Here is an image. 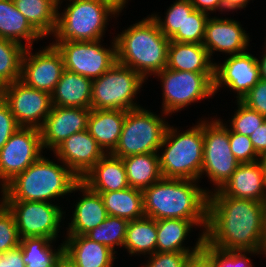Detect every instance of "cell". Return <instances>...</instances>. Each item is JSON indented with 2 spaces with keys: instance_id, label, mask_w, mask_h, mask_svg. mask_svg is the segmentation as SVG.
<instances>
[{
  "instance_id": "cell-34",
  "label": "cell",
  "mask_w": 266,
  "mask_h": 267,
  "mask_svg": "<svg viewBox=\"0 0 266 267\" xmlns=\"http://www.w3.org/2000/svg\"><path fill=\"white\" fill-rule=\"evenodd\" d=\"M128 220L108 215L99 225L93 228L86 236L100 244L109 247L117 254L116 247L124 246Z\"/></svg>"
},
{
  "instance_id": "cell-12",
  "label": "cell",
  "mask_w": 266,
  "mask_h": 267,
  "mask_svg": "<svg viewBox=\"0 0 266 267\" xmlns=\"http://www.w3.org/2000/svg\"><path fill=\"white\" fill-rule=\"evenodd\" d=\"M111 41L108 48L101 40L62 41L56 47L63 56L64 69L94 80L117 61L115 38Z\"/></svg>"
},
{
  "instance_id": "cell-56",
  "label": "cell",
  "mask_w": 266,
  "mask_h": 267,
  "mask_svg": "<svg viewBox=\"0 0 266 267\" xmlns=\"http://www.w3.org/2000/svg\"><path fill=\"white\" fill-rule=\"evenodd\" d=\"M58 3V10H60L61 4L66 0H55Z\"/></svg>"
},
{
  "instance_id": "cell-5",
  "label": "cell",
  "mask_w": 266,
  "mask_h": 267,
  "mask_svg": "<svg viewBox=\"0 0 266 267\" xmlns=\"http://www.w3.org/2000/svg\"><path fill=\"white\" fill-rule=\"evenodd\" d=\"M199 120L183 132L169 124L158 152L163 178L201 181L204 141L203 120Z\"/></svg>"
},
{
  "instance_id": "cell-4",
  "label": "cell",
  "mask_w": 266,
  "mask_h": 267,
  "mask_svg": "<svg viewBox=\"0 0 266 267\" xmlns=\"http://www.w3.org/2000/svg\"><path fill=\"white\" fill-rule=\"evenodd\" d=\"M41 156L18 174L0 192V201H41L55 203L61 196L73 193L80 179L58 158ZM61 165H60V164ZM57 198V199H56Z\"/></svg>"
},
{
  "instance_id": "cell-42",
  "label": "cell",
  "mask_w": 266,
  "mask_h": 267,
  "mask_svg": "<svg viewBox=\"0 0 266 267\" xmlns=\"http://www.w3.org/2000/svg\"><path fill=\"white\" fill-rule=\"evenodd\" d=\"M199 252H155L147 256L142 267H184L187 260Z\"/></svg>"
},
{
  "instance_id": "cell-30",
  "label": "cell",
  "mask_w": 266,
  "mask_h": 267,
  "mask_svg": "<svg viewBox=\"0 0 266 267\" xmlns=\"http://www.w3.org/2000/svg\"><path fill=\"white\" fill-rule=\"evenodd\" d=\"M157 221L142 217L128 222L123 248L131 256H150L156 252ZM146 255V256H145Z\"/></svg>"
},
{
  "instance_id": "cell-8",
  "label": "cell",
  "mask_w": 266,
  "mask_h": 267,
  "mask_svg": "<svg viewBox=\"0 0 266 267\" xmlns=\"http://www.w3.org/2000/svg\"><path fill=\"white\" fill-rule=\"evenodd\" d=\"M145 82L138 72L116 61L108 71L92 80L91 109L128 111L140 108L136 98Z\"/></svg>"
},
{
  "instance_id": "cell-7",
  "label": "cell",
  "mask_w": 266,
  "mask_h": 267,
  "mask_svg": "<svg viewBox=\"0 0 266 267\" xmlns=\"http://www.w3.org/2000/svg\"><path fill=\"white\" fill-rule=\"evenodd\" d=\"M161 113L159 116L143 106L126 111L119 142L111 154L125 158L131 155L158 153L169 126L165 119L168 115Z\"/></svg>"
},
{
  "instance_id": "cell-20",
  "label": "cell",
  "mask_w": 266,
  "mask_h": 267,
  "mask_svg": "<svg viewBox=\"0 0 266 267\" xmlns=\"http://www.w3.org/2000/svg\"><path fill=\"white\" fill-rule=\"evenodd\" d=\"M157 221L156 252H200L203 249L204 233L207 221H190L185 219H160ZM193 227L201 228V232L192 247L185 246L187 236ZM203 228V229H202ZM192 229V230H191Z\"/></svg>"
},
{
  "instance_id": "cell-17",
  "label": "cell",
  "mask_w": 266,
  "mask_h": 267,
  "mask_svg": "<svg viewBox=\"0 0 266 267\" xmlns=\"http://www.w3.org/2000/svg\"><path fill=\"white\" fill-rule=\"evenodd\" d=\"M246 32L237 20L210 16L206 22L202 45L207 49L211 60H214L212 57L215 51L227 56L240 54L249 50L250 37Z\"/></svg>"
},
{
  "instance_id": "cell-48",
  "label": "cell",
  "mask_w": 266,
  "mask_h": 267,
  "mask_svg": "<svg viewBox=\"0 0 266 267\" xmlns=\"http://www.w3.org/2000/svg\"><path fill=\"white\" fill-rule=\"evenodd\" d=\"M184 267H214L211 258L201 250L199 253L192 255Z\"/></svg>"
},
{
  "instance_id": "cell-31",
  "label": "cell",
  "mask_w": 266,
  "mask_h": 267,
  "mask_svg": "<svg viewBox=\"0 0 266 267\" xmlns=\"http://www.w3.org/2000/svg\"><path fill=\"white\" fill-rule=\"evenodd\" d=\"M100 193L107 214L127 219L128 221L144 217L143 192L128 187L126 189Z\"/></svg>"
},
{
  "instance_id": "cell-47",
  "label": "cell",
  "mask_w": 266,
  "mask_h": 267,
  "mask_svg": "<svg viewBox=\"0 0 266 267\" xmlns=\"http://www.w3.org/2000/svg\"><path fill=\"white\" fill-rule=\"evenodd\" d=\"M250 139L258 155L266 152V121L251 134Z\"/></svg>"
},
{
  "instance_id": "cell-24",
  "label": "cell",
  "mask_w": 266,
  "mask_h": 267,
  "mask_svg": "<svg viewBox=\"0 0 266 267\" xmlns=\"http://www.w3.org/2000/svg\"><path fill=\"white\" fill-rule=\"evenodd\" d=\"M94 192H110L129 187L122 158L105 154L81 179Z\"/></svg>"
},
{
  "instance_id": "cell-50",
  "label": "cell",
  "mask_w": 266,
  "mask_h": 267,
  "mask_svg": "<svg viewBox=\"0 0 266 267\" xmlns=\"http://www.w3.org/2000/svg\"><path fill=\"white\" fill-rule=\"evenodd\" d=\"M265 46L264 47V53L263 55H261V59H258V64H259V68H260V75H261V79L266 81V40L264 43Z\"/></svg>"
},
{
  "instance_id": "cell-43",
  "label": "cell",
  "mask_w": 266,
  "mask_h": 267,
  "mask_svg": "<svg viewBox=\"0 0 266 267\" xmlns=\"http://www.w3.org/2000/svg\"><path fill=\"white\" fill-rule=\"evenodd\" d=\"M252 110L266 117V81L260 79L240 100Z\"/></svg>"
},
{
  "instance_id": "cell-39",
  "label": "cell",
  "mask_w": 266,
  "mask_h": 267,
  "mask_svg": "<svg viewBox=\"0 0 266 267\" xmlns=\"http://www.w3.org/2000/svg\"><path fill=\"white\" fill-rule=\"evenodd\" d=\"M209 14L194 10L185 20L183 24V32H176L171 41L202 44L205 35V26L209 18Z\"/></svg>"
},
{
  "instance_id": "cell-15",
  "label": "cell",
  "mask_w": 266,
  "mask_h": 267,
  "mask_svg": "<svg viewBox=\"0 0 266 267\" xmlns=\"http://www.w3.org/2000/svg\"><path fill=\"white\" fill-rule=\"evenodd\" d=\"M32 51L33 47L25 49L20 81L29 87L51 94L64 70L63 56L51 43L35 53Z\"/></svg>"
},
{
  "instance_id": "cell-37",
  "label": "cell",
  "mask_w": 266,
  "mask_h": 267,
  "mask_svg": "<svg viewBox=\"0 0 266 267\" xmlns=\"http://www.w3.org/2000/svg\"><path fill=\"white\" fill-rule=\"evenodd\" d=\"M235 101H237L235 102L237 109L231 120H228L230 125L227 124L228 122L225 125L233 132L250 137L257 128L264 124L266 117L256 110L250 109L240 100Z\"/></svg>"
},
{
  "instance_id": "cell-57",
  "label": "cell",
  "mask_w": 266,
  "mask_h": 267,
  "mask_svg": "<svg viewBox=\"0 0 266 267\" xmlns=\"http://www.w3.org/2000/svg\"><path fill=\"white\" fill-rule=\"evenodd\" d=\"M38 267H57V266H38Z\"/></svg>"
},
{
  "instance_id": "cell-51",
  "label": "cell",
  "mask_w": 266,
  "mask_h": 267,
  "mask_svg": "<svg viewBox=\"0 0 266 267\" xmlns=\"http://www.w3.org/2000/svg\"><path fill=\"white\" fill-rule=\"evenodd\" d=\"M108 3H110L114 8H116L120 13H122V10L124 11V8L126 7V4H128L129 0H104Z\"/></svg>"
},
{
  "instance_id": "cell-55",
  "label": "cell",
  "mask_w": 266,
  "mask_h": 267,
  "mask_svg": "<svg viewBox=\"0 0 266 267\" xmlns=\"http://www.w3.org/2000/svg\"><path fill=\"white\" fill-rule=\"evenodd\" d=\"M5 84L0 80V100L4 98Z\"/></svg>"
},
{
  "instance_id": "cell-29",
  "label": "cell",
  "mask_w": 266,
  "mask_h": 267,
  "mask_svg": "<svg viewBox=\"0 0 266 267\" xmlns=\"http://www.w3.org/2000/svg\"><path fill=\"white\" fill-rule=\"evenodd\" d=\"M129 187L143 191L162 178L158 153L122 158Z\"/></svg>"
},
{
  "instance_id": "cell-23",
  "label": "cell",
  "mask_w": 266,
  "mask_h": 267,
  "mask_svg": "<svg viewBox=\"0 0 266 267\" xmlns=\"http://www.w3.org/2000/svg\"><path fill=\"white\" fill-rule=\"evenodd\" d=\"M220 191L237 199L266 202V182L259 162L240 163Z\"/></svg>"
},
{
  "instance_id": "cell-25",
  "label": "cell",
  "mask_w": 266,
  "mask_h": 267,
  "mask_svg": "<svg viewBox=\"0 0 266 267\" xmlns=\"http://www.w3.org/2000/svg\"><path fill=\"white\" fill-rule=\"evenodd\" d=\"M124 110L91 109L87 130L105 154L116 148L125 121Z\"/></svg>"
},
{
  "instance_id": "cell-46",
  "label": "cell",
  "mask_w": 266,
  "mask_h": 267,
  "mask_svg": "<svg viewBox=\"0 0 266 267\" xmlns=\"http://www.w3.org/2000/svg\"><path fill=\"white\" fill-rule=\"evenodd\" d=\"M191 4L194 6L195 10L205 12L210 15V13H216L220 11L223 14V2L222 0H190Z\"/></svg>"
},
{
  "instance_id": "cell-16",
  "label": "cell",
  "mask_w": 266,
  "mask_h": 267,
  "mask_svg": "<svg viewBox=\"0 0 266 267\" xmlns=\"http://www.w3.org/2000/svg\"><path fill=\"white\" fill-rule=\"evenodd\" d=\"M214 63V94L225 85L241 100L261 79L258 58L247 51L230 55L221 64Z\"/></svg>"
},
{
  "instance_id": "cell-36",
  "label": "cell",
  "mask_w": 266,
  "mask_h": 267,
  "mask_svg": "<svg viewBox=\"0 0 266 267\" xmlns=\"http://www.w3.org/2000/svg\"><path fill=\"white\" fill-rule=\"evenodd\" d=\"M194 10L190 0H175L165 12V17L161 18L157 13H152L151 16L160 31L170 39L176 32H183V24Z\"/></svg>"
},
{
  "instance_id": "cell-9",
  "label": "cell",
  "mask_w": 266,
  "mask_h": 267,
  "mask_svg": "<svg viewBox=\"0 0 266 267\" xmlns=\"http://www.w3.org/2000/svg\"><path fill=\"white\" fill-rule=\"evenodd\" d=\"M154 77L161 80L162 111L168 116L214 94V73L176 71L164 68Z\"/></svg>"
},
{
  "instance_id": "cell-38",
  "label": "cell",
  "mask_w": 266,
  "mask_h": 267,
  "mask_svg": "<svg viewBox=\"0 0 266 267\" xmlns=\"http://www.w3.org/2000/svg\"><path fill=\"white\" fill-rule=\"evenodd\" d=\"M202 250L211 258L214 267H253L251 257L248 255H261L259 251L221 250L209 246L205 241Z\"/></svg>"
},
{
  "instance_id": "cell-45",
  "label": "cell",
  "mask_w": 266,
  "mask_h": 267,
  "mask_svg": "<svg viewBox=\"0 0 266 267\" xmlns=\"http://www.w3.org/2000/svg\"><path fill=\"white\" fill-rule=\"evenodd\" d=\"M21 247L0 253V267H25Z\"/></svg>"
},
{
  "instance_id": "cell-13",
  "label": "cell",
  "mask_w": 266,
  "mask_h": 267,
  "mask_svg": "<svg viewBox=\"0 0 266 267\" xmlns=\"http://www.w3.org/2000/svg\"><path fill=\"white\" fill-rule=\"evenodd\" d=\"M40 129L20 127L0 149V189L43 154Z\"/></svg>"
},
{
  "instance_id": "cell-22",
  "label": "cell",
  "mask_w": 266,
  "mask_h": 267,
  "mask_svg": "<svg viewBox=\"0 0 266 267\" xmlns=\"http://www.w3.org/2000/svg\"><path fill=\"white\" fill-rule=\"evenodd\" d=\"M63 253L76 267H113L116 253L86 235H65Z\"/></svg>"
},
{
  "instance_id": "cell-3",
  "label": "cell",
  "mask_w": 266,
  "mask_h": 267,
  "mask_svg": "<svg viewBox=\"0 0 266 267\" xmlns=\"http://www.w3.org/2000/svg\"><path fill=\"white\" fill-rule=\"evenodd\" d=\"M113 37L117 62L138 72L145 80L166 68L171 40L150 14Z\"/></svg>"
},
{
  "instance_id": "cell-28",
  "label": "cell",
  "mask_w": 266,
  "mask_h": 267,
  "mask_svg": "<svg viewBox=\"0 0 266 267\" xmlns=\"http://www.w3.org/2000/svg\"><path fill=\"white\" fill-rule=\"evenodd\" d=\"M0 38L15 41L25 48L33 47L43 36L15 7L13 0H0ZM25 40V43L23 41Z\"/></svg>"
},
{
  "instance_id": "cell-49",
  "label": "cell",
  "mask_w": 266,
  "mask_h": 267,
  "mask_svg": "<svg viewBox=\"0 0 266 267\" xmlns=\"http://www.w3.org/2000/svg\"><path fill=\"white\" fill-rule=\"evenodd\" d=\"M251 0H222L223 12L237 11L245 8ZM253 1V0H252Z\"/></svg>"
},
{
  "instance_id": "cell-14",
  "label": "cell",
  "mask_w": 266,
  "mask_h": 267,
  "mask_svg": "<svg viewBox=\"0 0 266 267\" xmlns=\"http://www.w3.org/2000/svg\"><path fill=\"white\" fill-rule=\"evenodd\" d=\"M3 100L20 127L40 129L52 108L51 94L17 80L5 85Z\"/></svg>"
},
{
  "instance_id": "cell-40",
  "label": "cell",
  "mask_w": 266,
  "mask_h": 267,
  "mask_svg": "<svg viewBox=\"0 0 266 267\" xmlns=\"http://www.w3.org/2000/svg\"><path fill=\"white\" fill-rule=\"evenodd\" d=\"M20 237L14 215L0 201V253L18 247Z\"/></svg>"
},
{
  "instance_id": "cell-53",
  "label": "cell",
  "mask_w": 266,
  "mask_h": 267,
  "mask_svg": "<svg viewBox=\"0 0 266 267\" xmlns=\"http://www.w3.org/2000/svg\"><path fill=\"white\" fill-rule=\"evenodd\" d=\"M258 162L262 168V173L266 182V152L258 156Z\"/></svg>"
},
{
  "instance_id": "cell-33",
  "label": "cell",
  "mask_w": 266,
  "mask_h": 267,
  "mask_svg": "<svg viewBox=\"0 0 266 267\" xmlns=\"http://www.w3.org/2000/svg\"><path fill=\"white\" fill-rule=\"evenodd\" d=\"M53 242L55 243V240L36 236L20 239L19 246L26 267L57 266L58 260L64 255L63 241L57 249L54 248Z\"/></svg>"
},
{
  "instance_id": "cell-26",
  "label": "cell",
  "mask_w": 266,
  "mask_h": 267,
  "mask_svg": "<svg viewBox=\"0 0 266 267\" xmlns=\"http://www.w3.org/2000/svg\"><path fill=\"white\" fill-rule=\"evenodd\" d=\"M92 80L80 74L63 70L51 93L52 106L91 109Z\"/></svg>"
},
{
  "instance_id": "cell-19",
  "label": "cell",
  "mask_w": 266,
  "mask_h": 267,
  "mask_svg": "<svg viewBox=\"0 0 266 267\" xmlns=\"http://www.w3.org/2000/svg\"><path fill=\"white\" fill-rule=\"evenodd\" d=\"M53 153L80 180L105 155L87 129L69 136Z\"/></svg>"
},
{
  "instance_id": "cell-10",
  "label": "cell",
  "mask_w": 266,
  "mask_h": 267,
  "mask_svg": "<svg viewBox=\"0 0 266 267\" xmlns=\"http://www.w3.org/2000/svg\"><path fill=\"white\" fill-rule=\"evenodd\" d=\"M210 118H203L204 145L200 178L205 175L210 179L215 186L212 188L213 192L225 185L240 163L231 151L229 128L222 119Z\"/></svg>"
},
{
  "instance_id": "cell-41",
  "label": "cell",
  "mask_w": 266,
  "mask_h": 267,
  "mask_svg": "<svg viewBox=\"0 0 266 267\" xmlns=\"http://www.w3.org/2000/svg\"><path fill=\"white\" fill-rule=\"evenodd\" d=\"M229 142L233 155L239 163L258 161V154L249 136L233 132L229 129Z\"/></svg>"
},
{
  "instance_id": "cell-1",
  "label": "cell",
  "mask_w": 266,
  "mask_h": 267,
  "mask_svg": "<svg viewBox=\"0 0 266 267\" xmlns=\"http://www.w3.org/2000/svg\"><path fill=\"white\" fill-rule=\"evenodd\" d=\"M264 203L211 192L204 241L221 250L261 252Z\"/></svg>"
},
{
  "instance_id": "cell-52",
  "label": "cell",
  "mask_w": 266,
  "mask_h": 267,
  "mask_svg": "<svg viewBox=\"0 0 266 267\" xmlns=\"http://www.w3.org/2000/svg\"><path fill=\"white\" fill-rule=\"evenodd\" d=\"M261 255H264L266 257V202L264 203V234H263Z\"/></svg>"
},
{
  "instance_id": "cell-2",
  "label": "cell",
  "mask_w": 266,
  "mask_h": 267,
  "mask_svg": "<svg viewBox=\"0 0 266 267\" xmlns=\"http://www.w3.org/2000/svg\"><path fill=\"white\" fill-rule=\"evenodd\" d=\"M198 182L162 177L142 191L144 215L155 220L207 221L211 190L200 187Z\"/></svg>"
},
{
  "instance_id": "cell-27",
  "label": "cell",
  "mask_w": 266,
  "mask_h": 267,
  "mask_svg": "<svg viewBox=\"0 0 266 267\" xmlns=\"http://www.w3.org/2000/svg\"><path fill=\"white\" fill-rule=\"evenodd\" d=\"M202 44L170 41L166 68L176 71L214 73L215 63Z\"/></svg>"
},
{
  "instance_id": "cell-54",
  "label": "cell",
  "mask_w": 266,
  "mask_h": 267,
  "mask_svg": "<svg viewBox=\"0 0 266 267\" xmlns=\"http://www.w3.org/2000/svg\"><path fill=\"white\" fill-rule=\"evenodd\" d=\"M57 267H76L68 258L64 255L58 260Z\"/></svg>"
},
{
  "instance_id": "cell-18",
  "label": "cell",
  "mask_w": 266,
  "mask_h": 267,
  "mask_svg": "<svg viewBox=\"0 0 266 267\" xmlns=\"http://www.w3.org/2000/svg\"><path fill=\"white\" fill-rule=\"evenodd\" d=\"M90 112L88 108L52 106L40 128L44 150L53 151L72 134L86 130Z\"/></svg>"
},
{
  "instance_id": "cell-35",
  "label": "cell",
  "mask_w": 266,
  "mask_h": 267,
  "mask_svg": "<svg viewBox=\"0 0 266 267\" xmlns=\"http://www.w3.org/2000/svg\"><path fill=\"white\" fill-rule=\"evenodd\" d=\"M25 49L15 41L0 38V80L5 85L20 80Z\"/></svg>"
},
{
  "instance_id": "cell-6",
  "label": "cell",
  "mask_w": 266,
  "mask_h": 267,
  "mask_svg": "<svg viewBox=\"0 0 266 267\" xmlns=\"http://www.w3.org/2000/svg\"><path fill=\"white\" fill-rule=\"evenodd\" d=\"M66 8L58 10L53 34L56 46L62 41L103 40L111 17L120 12L104 0H67ZM116 16V17H115ZM110 18V19H109Z\"/></svg>"
},
{
  "instance_id": "cell-44",
  "label": "cell",
  "mask_w": 266,
  "mask_h": 267,
  "mask_svg": "<svg viewBox=\"0 0 266 267\" xmlns=\"http://www.w3.org/2000/svg\"><path fill=\"white\" fill-rule=\"evenodd\" d=\"M19 128L8 104L3 99L0 100V149Z\"/></svg>"
},
{
  "instance_id": "cell-21",
  "label": "cell",
  "mask_w": 266,
  "mask_h": 267,
  "mask_svg": "<svg viewBox=\"0 0 266 267\" xmlns=\"http://www.w3.org/2000/svg\"><path fill=\"white\" fill-rule=\"evenodd\" d=\"M82 192V198L73 205L71 222L66 227V235H86L99 226L108 216L100 193L94 192L81 180L74 186L73 192Z\"/></svg>"
},
{
  "instance_id": "cell-32",
  "label": "cell",
  "mask_w": 266,
  "mask_h": 267,
  "mask_svg": "<svg viewBox=\"0 0 266 267\" xmlns=\"http://www.w3.org/2000/svg\"><path fill=\"white\" fill-rule=\"evenodd\" d=\"M15 7L45 38L55 30L58 3L55 0H13Z\"/></svg>"
},
{
  "instance_id": "cell-11",
  "label": "cell",
  "mask_w": 266,
  "mask_h": 267,
  "mask_svg": "<svg viewBox=\"0 0 266 267\" xmlns=\"http://www.w3.org/2000/svg\"><path fill=\"white\" fill-rule=\"evenodd\" d=\"M14 215L20 239L25 237H45L57 240L65 219L58 203L41 201H1Z\"/></svg>"
}]
</instances>
